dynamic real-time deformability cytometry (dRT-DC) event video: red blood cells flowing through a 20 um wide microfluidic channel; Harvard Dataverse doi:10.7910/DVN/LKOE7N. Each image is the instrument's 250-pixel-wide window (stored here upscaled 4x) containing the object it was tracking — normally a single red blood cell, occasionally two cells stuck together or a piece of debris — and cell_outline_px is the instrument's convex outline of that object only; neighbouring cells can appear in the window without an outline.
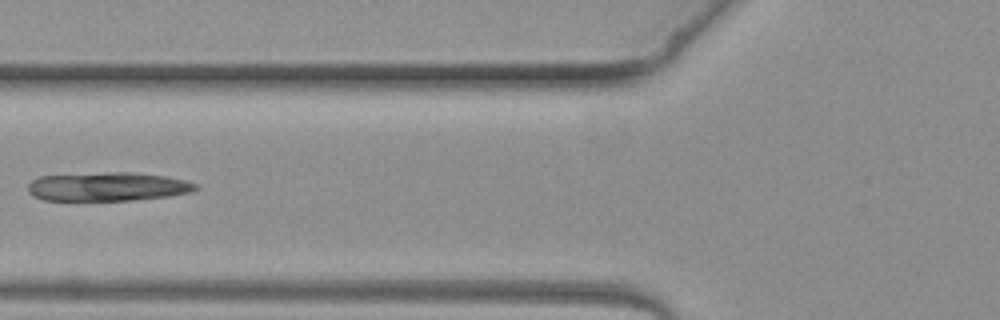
{"species": "common noctule bat (a hibernating species)", "species_latin": "Nyctalus noctula", "temperature_condition": "warm", "stored_images_in_passage": 5, "camera_frame_rate_fps": 3000, "um_per_image_px": 0.085, "animal": {"sex": "female", "body_mass_g": 19.3, "forearm_length_mm": 54.1}, "frame": {"image": 1, "passage_image": 5, "time_ms": 5.0, "image_size_px": [1000, 320], "cell_outline_px": [[200, 188], [188, 192], [168, 196], [132, 200], [44, 200], [32, 196], [28, 192], [28, 184], [32, 180], [40, 176], [108, 172], [132, 172], [164, 176], [184, 180], [196, 184]], "centroid_in_image_um": [9.11, 15.86], "position_along_channel_um": 116.7, "area_um2": 27.98}}